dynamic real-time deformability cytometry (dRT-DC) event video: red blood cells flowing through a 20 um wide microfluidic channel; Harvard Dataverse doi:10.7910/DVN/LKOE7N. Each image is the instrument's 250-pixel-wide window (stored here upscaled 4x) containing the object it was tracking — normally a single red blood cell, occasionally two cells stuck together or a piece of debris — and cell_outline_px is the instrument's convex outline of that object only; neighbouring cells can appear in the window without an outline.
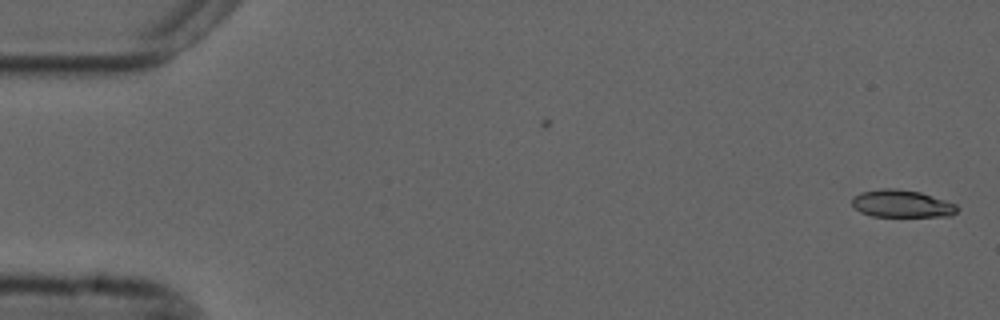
{"species": "common noctule bat (a hibernating species)", "species_latin": "Nyctalus noctula", "temperature_condition": "cold", "stored_images_in_passage": 54, "camera_frame_rate_fps": 3000, "um_per_image_px": 0.085, "animal": {"sex": "male", "forearm_length_mm": 52.5}, "frame": {"image": 1, "passage_image": 1, "time_ms": 0.0, "image_size_px": [1000, 320], "cell_outline_px": [[960, 208], [952, 216], [872, 216], [860, 212], [852, 204], [852, 196], [860, 192], [884, 188], [896, 188], [920, 192], [956, 204]], "centroid_in_image_um": [76.64, 17.31], "position_along_channel_um": 8.4, "area_um2": 16.82}}
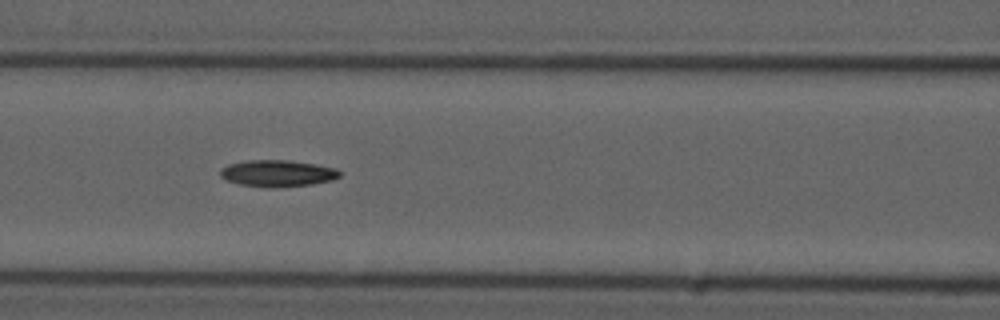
{"frame": {"image": 2, "passage_image": 23, "time_ms": 7.333, "image_size_px": [1000, 320], "cell_outline_px": [[340, 176], [332, 180], [308, 184], [240, 184], [228, 180], [220, 176], [220, 172], [228, 164], [248, 160], [288, 160], [316, 164], [336, 168], [340, 172]], "centroid_in_image_um": [23.62, 14.66], "position_along_channel_um": 143.0, "area_um2": 17.28}}
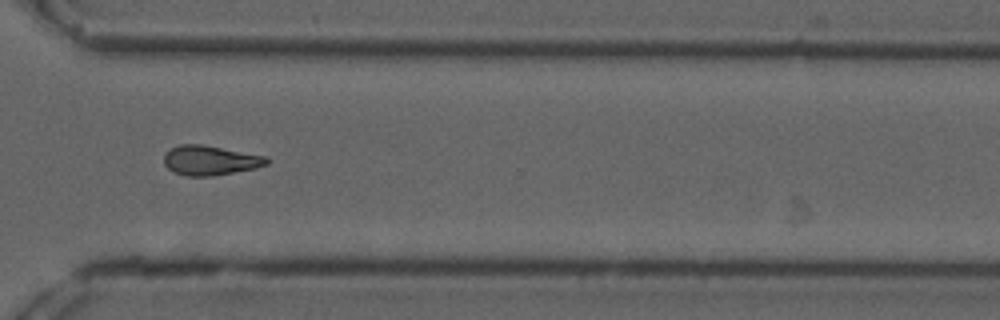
{"frame": {"image": 3, "passage_image": 40, "time_ms": 13.0, "image_size_px": [1000, 320], "cell_outline_px": [[268, 164], [256, 168], [212, 176], [184, 176], [168, 168], [164, 164], [164, 156], [172, 148], [180, 144], [200, 144], [268, 156]], "centroid_in_image_um": [17.89, 13.63], "position_along_channel_um": 352.7, "area_um2": 17.63}}